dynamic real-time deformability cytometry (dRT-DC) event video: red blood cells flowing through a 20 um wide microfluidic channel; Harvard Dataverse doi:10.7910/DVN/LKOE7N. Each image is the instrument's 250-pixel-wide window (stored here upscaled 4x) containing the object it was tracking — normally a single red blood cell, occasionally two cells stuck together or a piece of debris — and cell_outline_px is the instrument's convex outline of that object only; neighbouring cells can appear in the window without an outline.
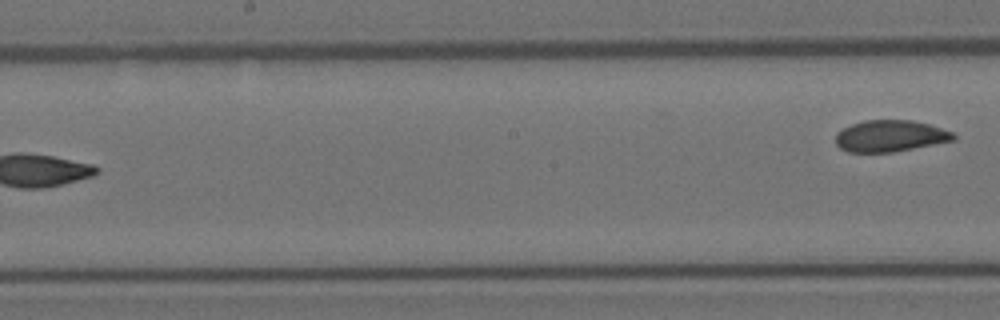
{"species": "Egyptian fruit bat (a non-hibernating species)", "species_latin": "Rousettus aegyptiacus", "temperature_condition": "room temperature", "stored_images_in_passage": 6, "segment_of_instrument_passage": [2, 2], "camera_frame_rate_fps": 3000, "um_per_image_px": 0.085, "animal": {"sex": "female"}, "frame": {"image": 1, "passage_image": 6, "time_ms": 1.667, "image_size_px": [1000, 320], "cell_outline_px": [[956, 140], [892, 152], [848, 152], [840, 148], [836, 144], [836, 132], [852, 124], [864, 120], [912, 120], [928, 124], [952, 132], [956, 136]], "centroid_in_image_um": [75.65, 11.56], "position_along_channel_um": 172.5, "area_um2": 21.56}}